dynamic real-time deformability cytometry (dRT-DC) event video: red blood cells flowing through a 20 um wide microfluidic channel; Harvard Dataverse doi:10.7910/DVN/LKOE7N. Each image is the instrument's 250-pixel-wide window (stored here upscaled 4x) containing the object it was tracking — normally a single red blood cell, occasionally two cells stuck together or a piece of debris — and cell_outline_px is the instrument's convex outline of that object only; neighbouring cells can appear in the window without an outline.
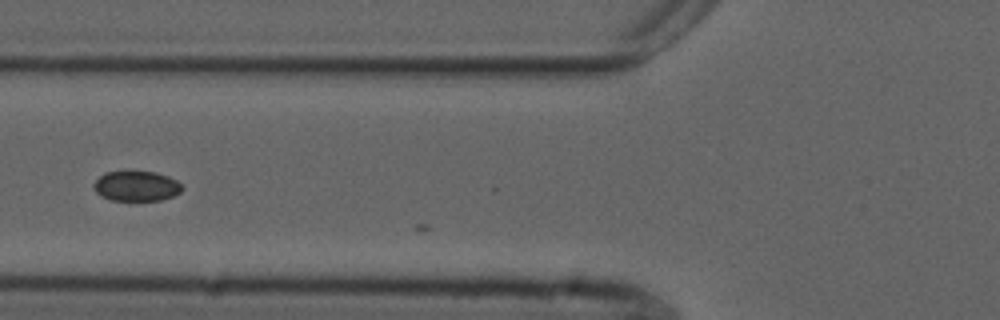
{"species": "common noctule bat (a hibernating species)", "species_latin": "Nyctalus noctula", "temperature_condition": "cold", "stored_images_in_passage": 9, "camera_frame_rate_fps": 3000, "um_per_image_px": 0.085, "animal": {"sex": "male", "forearm_length_mm": 52.5}, "frame": {"image": 1, "passage_image": 6, "time_ms": 1.667, "image_size_px": [1000, 320], "cell_outline_px": [[184, 188], [180, 192], [172, 196], [160, 200], [112, 200], [100, 196], [92, 188], [92, 184], [104, 172], [156, 172], [168, 176], [176, 180]], "centroid_in_image_um": [11.57, 15.82], "position_along_channel_um": 114.2, "area_um2": 15.43}}